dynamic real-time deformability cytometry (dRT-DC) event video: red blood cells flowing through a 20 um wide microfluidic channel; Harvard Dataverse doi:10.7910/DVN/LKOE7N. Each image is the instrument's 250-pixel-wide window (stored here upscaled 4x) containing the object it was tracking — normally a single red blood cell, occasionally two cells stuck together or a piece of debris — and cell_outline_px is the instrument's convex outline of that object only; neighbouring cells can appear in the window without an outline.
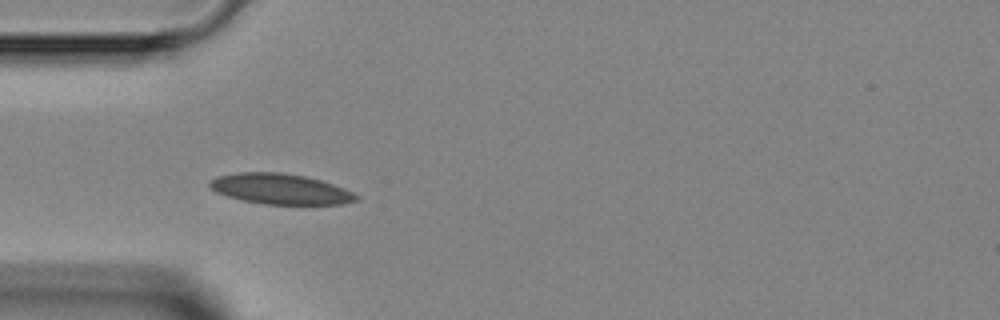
{"species": "Egyptian fruit bat (a non-hibernating species)", "species_latin": "Rousettus aegyptiacus", "temperature_condition": "room temperature", "stored_images_in_passage": 4, "camera_frame_rate_fps": 3000, "um_per_image_px": 0.085, "animal": {"sex": "female"}, "frame": {"image": 1, "passage_image": 3, "time_ms": 2.333, "image_size_px": [1000, 320], "cell_outline_px": [[360, 200], [344, 204], [264, 204], [244, 200], [228, 196], [216, 192], [208, 184], [208, 180], [216, 176], [236, 172], [280, 172], [304, 176], [320, 180], [332, 184], [352, 192], [360, 196]], "centroid_in_image_um": [23.82, 16.06], "position_along_channel_um": 61.2, "area_um2": 26.01}}
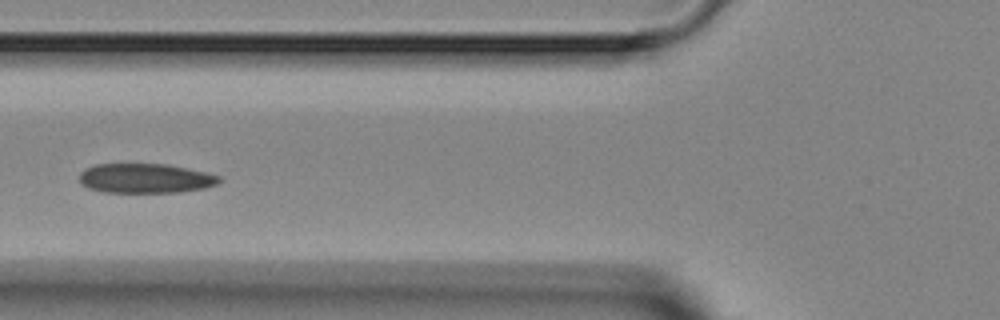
{"frame": {"image": 2, "passage_image": 4, "time_ms": 3.667, "image_size_px": [1000, 320], "cell_outline_px": [[220, 180], [216, 184], [204, 188], [180, 192], [104, 192], [88, 188], [80, 184], [80, 172], [84, 168], [96, 164], [168, 164], [204, 172], [220, 176]], "centroid_in_image_um": [12.31, 15.15], "position_along_channel_um": 113.5, "area_um2": 24.04}}